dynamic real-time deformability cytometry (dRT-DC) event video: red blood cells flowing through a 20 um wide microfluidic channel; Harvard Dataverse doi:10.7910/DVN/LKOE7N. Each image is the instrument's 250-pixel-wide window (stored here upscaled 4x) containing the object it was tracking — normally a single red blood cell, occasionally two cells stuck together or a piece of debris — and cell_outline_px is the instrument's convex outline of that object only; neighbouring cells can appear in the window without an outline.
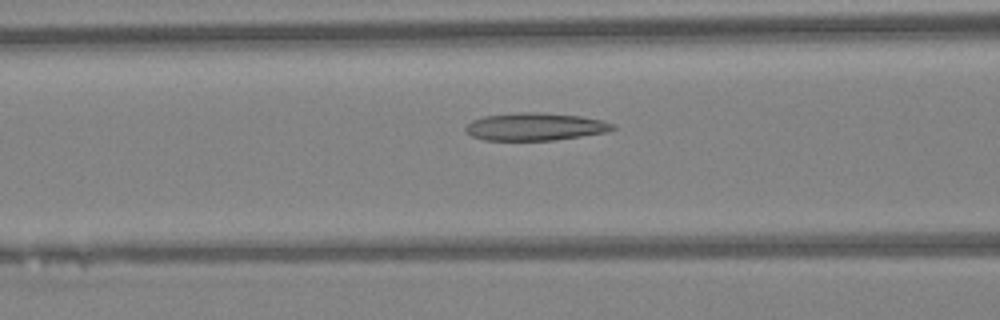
{"species": "Egyptian fruit bat (a non-hibernating species)", "species_latin": "Rousettus aegyptiacus", "temperature_condition": "warm", "stored_images_in_passage": 47, "camera_frame_rate_fps": 3000, "um_per_image_px": 0.085, "animal": {"sex": "female"}, "frame": {"image": 1, "passage_image": 19, "time_ms": 6.0, "image_size_px": [1000, 320], "cell_outline_px": [[616, 128], [604, 132], [556, 140], [484, 140], [472, 136], [464, 128], [472, 120], [484, 116], [516, 112], [536, 112], [580, 116], [600, 120], [616, 124]], "centroid_in_image_um": [45.47, 10.76], "position_along_channel_um": 121.1, "area_um2": 23.52}}
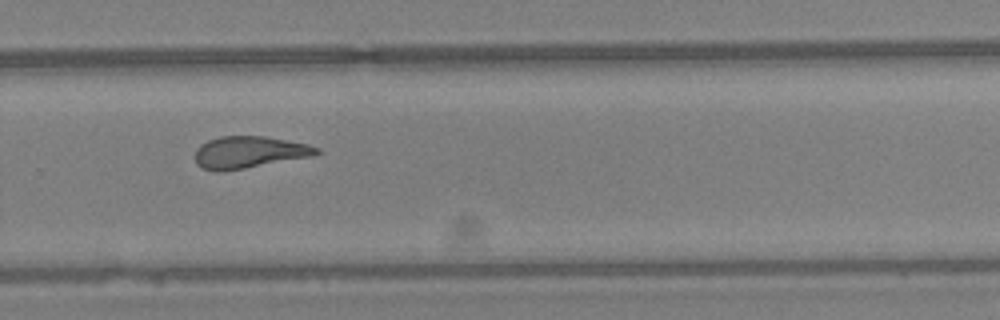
{"frame": {"image": 2, "passage_image": 32, "time_ms": 10.333, "image_size_px": [1000, 320], "cell_outline_px": [[320, 152], [312, 156], [244, 168], [220, 172], [216, 172], [204, 168], [196, 164], [196, 148], [200, 144], [208, 140], [220, 136], [264, 136], [308, 144], [320, 148]], "centroid_in_image_um": [21.15, 12.93], "position_along_channel_um": 308.6, "area_um2": 22.48}}
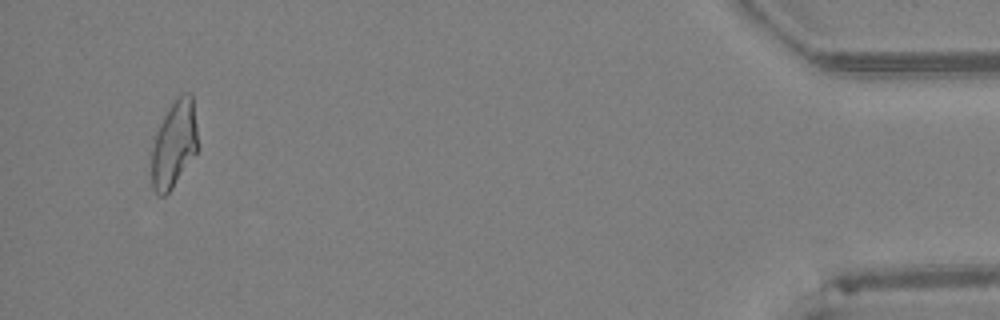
{"frame": {"image": 3, "passage_image": 45, "time_ms": 14.667, "image_size_px": [1000, 320], "cell_outline_px": [[200, 148], [172, 188], [164, 196], [160, 196], [152, 188], [152, 148], [156, 132], [168, 108], [184, 92], [188, 92], [192, 96]], "centroid_in_image_um": [14.82, 12.27], "position_along_channel_um": 420.4, "area_um2": 23.41}, "authors_computed_cell_mechanics": {"area_um2": 23.5246, "velocity_mm_per_s": 4.3576, "shape_relaxation_time_tau1_ms": null, "shape_relaxation_time_tau2_ms": 2.8981, "deformation_change_tau1": null, "deformation_change_tau2": 0.1245}}